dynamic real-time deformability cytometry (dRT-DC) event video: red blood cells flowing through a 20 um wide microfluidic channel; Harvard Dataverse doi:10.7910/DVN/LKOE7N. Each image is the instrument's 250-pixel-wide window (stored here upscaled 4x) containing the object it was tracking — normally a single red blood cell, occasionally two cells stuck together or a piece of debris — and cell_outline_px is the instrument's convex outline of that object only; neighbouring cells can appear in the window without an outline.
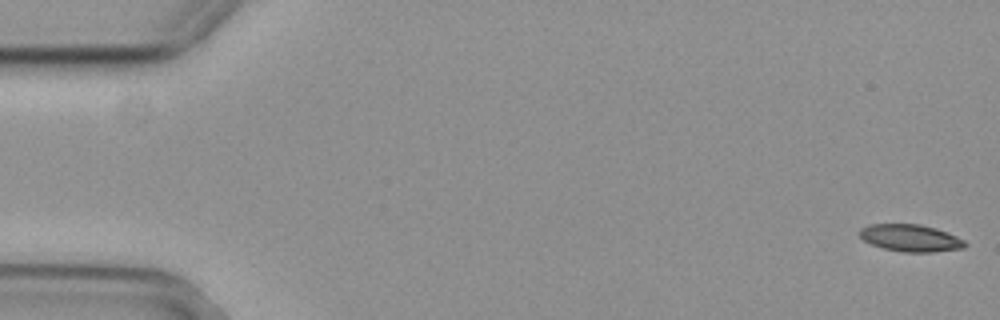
{"species": "common noctule bat (a hibernating species)", "species_latin": "Nyctalus noctula", "temperature_condition": "cold", "stored_images_in_passage": 11, "camera_frame_rate_fps": 3000, "um_per_image_px": 0.085, "animal": {"sex": "female", "body_mass_g": 29.2, "forearm_length_mm": 56.3}, "frame": {"image": 1, "passage_image": 1, "time_ms": 0.0, "image_size_px": [1000, 320], "cell_outline_px": [[968, 244], [964, 248], [932, 252], [900, 252], [884, 248], [872, 244], [864, 240], [860, 236], [860, 228], [868, 224], [920, 224], [936, 228], [956, 236], [964, 240]], "centroid_in_image_um": [77.4, 20.23], "position_along_channel_um": 7.6, "area_um2": 16.65}}